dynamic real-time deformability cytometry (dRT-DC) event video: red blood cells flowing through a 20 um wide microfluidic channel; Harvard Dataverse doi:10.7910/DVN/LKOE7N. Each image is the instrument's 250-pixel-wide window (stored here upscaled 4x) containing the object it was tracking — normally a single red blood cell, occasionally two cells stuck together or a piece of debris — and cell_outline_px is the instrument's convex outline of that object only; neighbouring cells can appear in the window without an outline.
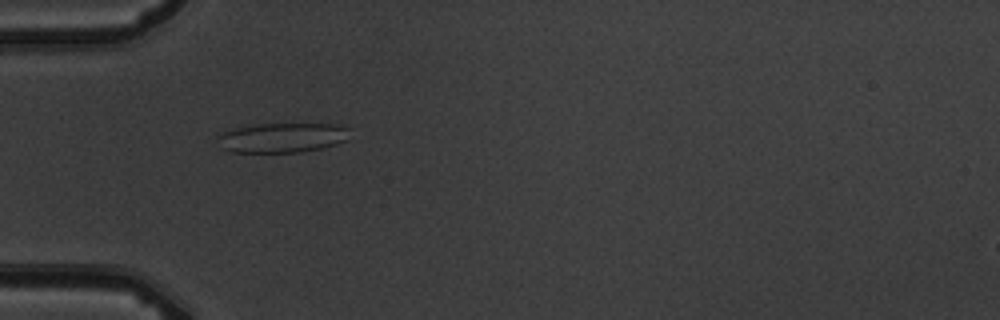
{"species": "common noctule bat (a hibernating species)", "species_latin": "Nyctalus noctula", "temperature_condition": "warm", "stored_images_in_passage": 7, "camera_frame_rate_fps": 3000, "um_per_image_px": 0.085, "animal": {"sex": "male", "body_mass_g": 19.5, "forearm_length_mm": 54.6}, "frame": {"image": 1, "passage_image": 5, "time_ms": 5.333, "image_size_px": [1000, 320], "cell_outline_px": [[352, 128], [348, 140], [336, 144], [320, 148], [300, 152], [232, 152], [220, 148], [216, 136], [220, 132], [236, 128], [256, 124], [340, 124]], "centroid_in_image_um": [24.01, 11.69], "position_along_channel_um": 61.0, "area_um2": 23.24}}
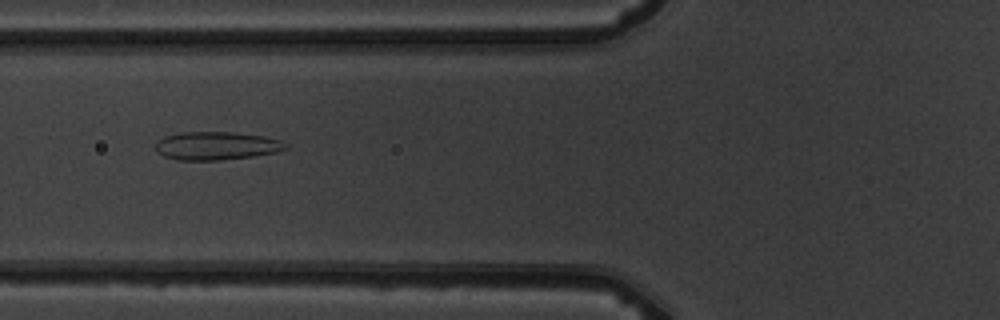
{"frame": {"image": 2, "passage_image": 6, "time_ms": 6.667, "image_size_px": [1000, 320], "cell_outline_px": [[288, 148], [276, 152], [252, 156], [220, 160], [176, 160], [164, 156], [156, 152], [156, 144], [164, 136], [184, 132], [232, 132], [264, 136], [280, 140], [288, 144]], "centroid_in_image_um": [18.4, 12.39], "position_along_channel_um": 107.4, "area_um2": 21.33}}
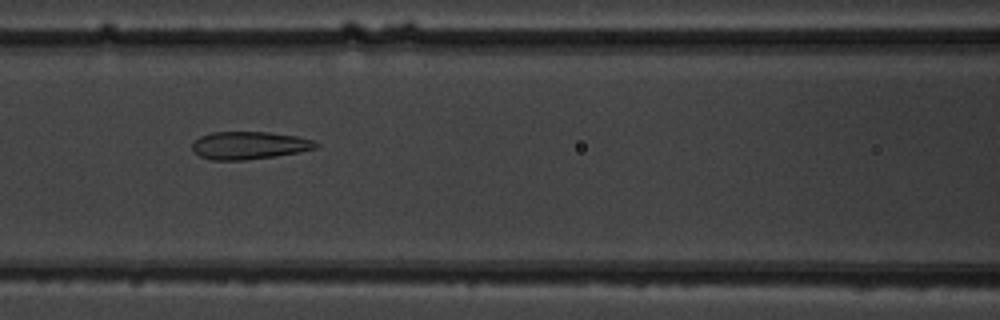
{"frame": {"image": 3, "passage_image": 7, "time_ms": 7.667, "image_size_px": [1000, 320], "cell_outline_px": [[320, 144], [316, 148], [300, 152], [276, 156], [244, 160], [212, 160], [200, 156], [192, 152], [192, 140], [200, 136], [212, 132], [268, 132], [296, 136], [312, 140]], "centroid_in_image_um": [21.14, 12.36], "position_along_channel_um": 145.5, "area_um2": 20.11}}